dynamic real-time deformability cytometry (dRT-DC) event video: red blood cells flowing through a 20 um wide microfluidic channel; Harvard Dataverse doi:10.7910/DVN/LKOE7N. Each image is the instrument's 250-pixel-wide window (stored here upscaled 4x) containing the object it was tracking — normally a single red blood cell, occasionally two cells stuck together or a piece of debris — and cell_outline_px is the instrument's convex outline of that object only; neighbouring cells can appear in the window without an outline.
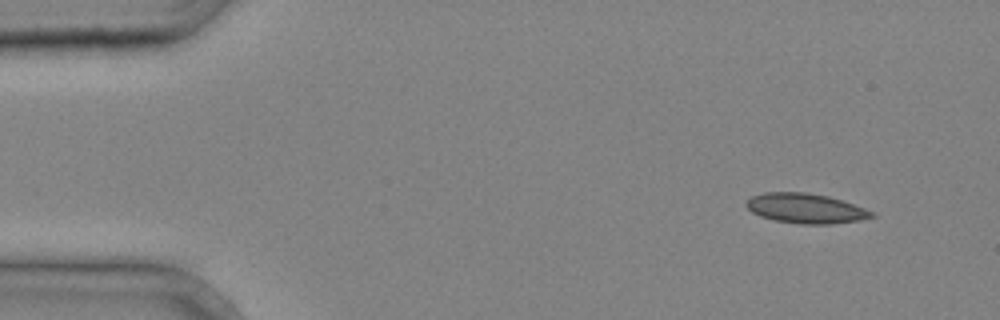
{"species": "common noctule bat (a hibernating species)", "species_latin": "Nyctalus noctula", "temperature_condition": "cold", "stored_images_in_passage": 3, "segment_of_instrument_passage": [1, 2], "camera_frame_rate_fps": 3000, "um_per_image_px": 0.085, "animal": {"sex": "male", "body_mass_g": 20.4}, "frame": {"image": 1, "passage_image": 1, "time_ms": 0.0, "image_size_px": [1000, 320], "cell_outline_px": [[876, 216], [860, 220], [832, 224], [800, 224], [776, 220], [760, 216], [752, 212], [744, 204], [752, 196], [764, 192], [804, 192], [828, 196], [876, 212]], "centroid_in_image_um": [68.49, 17.71], "position_along_channel_um": 16.5, "area_um2": 21.73}}